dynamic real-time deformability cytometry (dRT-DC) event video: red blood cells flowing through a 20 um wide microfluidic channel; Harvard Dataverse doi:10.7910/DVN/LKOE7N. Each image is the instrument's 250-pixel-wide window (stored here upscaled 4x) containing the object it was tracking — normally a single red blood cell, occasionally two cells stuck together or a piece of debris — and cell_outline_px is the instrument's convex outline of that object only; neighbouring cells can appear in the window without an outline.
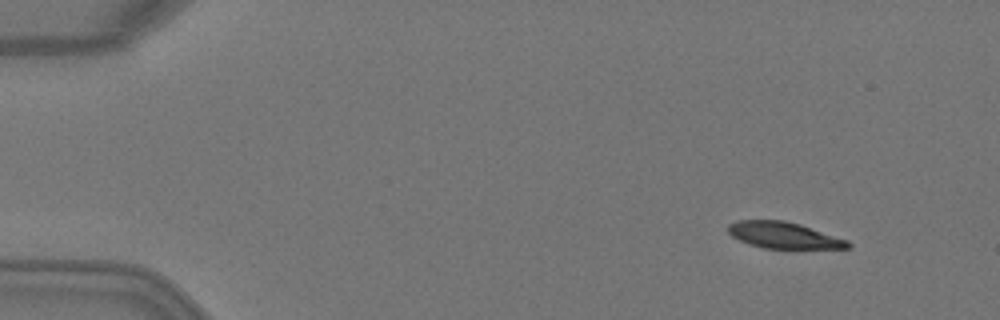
{"species": "Egyptian fruit bat (a non-hibernating species)", "species_latin": "Rousettus aegyptiacus", "temperature_condition": "warm", "stored_images_in_passage": 4, "camera_frame_rate_fps": 3000, "um_per_image_px": 0.085, "animal": {"sex": "female"}, "frame": {"image": 1, "passage_image": 2, "time_ms": 0.333, "image_size_px": [1000, 320], "cell_outline_px": [[852, 248], [764, 248], [748, 244], [732, 236], [728, 232], [728, 224], [740, 220], [784, 220], [800, 224], [848, 240], [852, 244]], "centroid_in_image_um": [66.63, 19.99], "position_along_channel_um": 18.4, "area_um2": 18.32}}
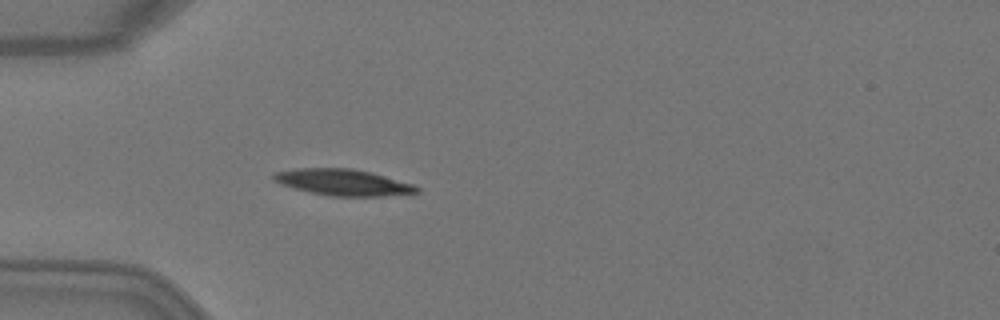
{"frame": {"image": 2, "passage_image": 4, "time_ms": 1.0, "image_size_px": [1000, 320], "cell_outline_px": [[420, 192], [384, 196], [328, 196], [280, 184], [272, 180], [272, 176], [276, 172], [296, 168], [352, 168], [372, 172], [412, 184], [420, 188]], "centroid_in_image_um": [29.16, 15.49], "position_along_channel_um": 55.8, "area_um2": 21.85}}